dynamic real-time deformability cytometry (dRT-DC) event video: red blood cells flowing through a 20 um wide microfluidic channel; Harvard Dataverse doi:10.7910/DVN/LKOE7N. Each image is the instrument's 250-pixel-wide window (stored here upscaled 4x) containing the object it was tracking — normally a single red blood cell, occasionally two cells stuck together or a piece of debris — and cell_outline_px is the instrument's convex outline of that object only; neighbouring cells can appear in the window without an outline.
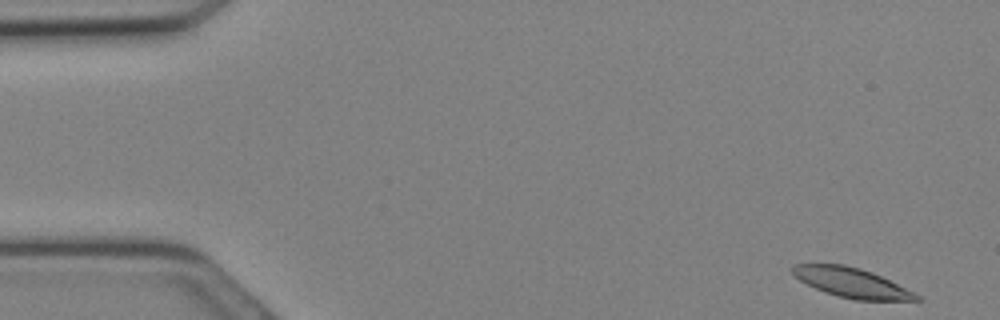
{"species": "Egyptian fruit bat (a non-hibernating species)", "species_latin": "Rousettus aegyptiacus", "temperature_condition": "cold", "stored_images_in_passage": 30, "camera_frame_rate_fps": 3000, "um_per_image_px": 0.085, "animal": {"sex": "female"}, "frame": {"image": 1, "passage_image": 1, "time_ms": 0.0, "image_size_px": [1000, 320], "cell_outline_px": [[924, 300], [856, 300], [836, 296], [824, 292], [800, 280], [792, 272], [792, 264], [844, 264], [860, 268], [872, 272], [920, 296]], "centroid_in_image_um": [72.36, 24.02], "position_along_channel_um": 12.6, "area_um2": 21.04}}
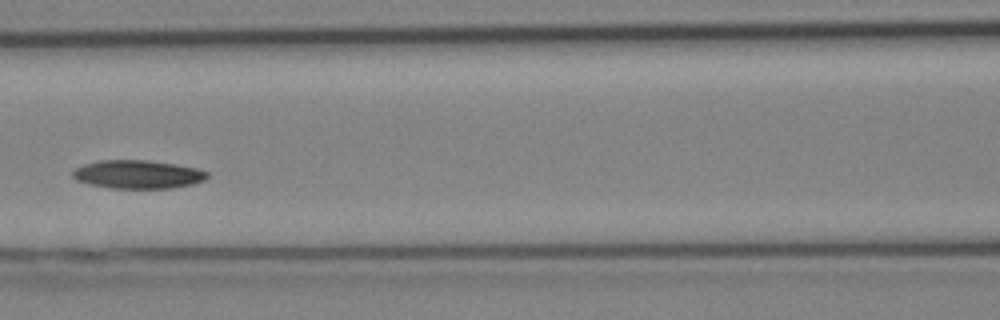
{"frame": {"image": 2, "passage_image": 13, "time_ms": 4.0, "image_size_px": [1000, 320], "cell_outline_px": [[208, 176], [204, 180], [192, 184], [172, 188], [112, 188], [88, 184], [76, 180], [72, 176], [72, 172], [76, 168], [84, 164], [100, 160], [148, 160], [176, 164], [196, 168], [208, 172]], "centroid_in_image_um": [11.7, 14.82], "position_along_channel_um": 154.9, "area_um2": 22.25}}
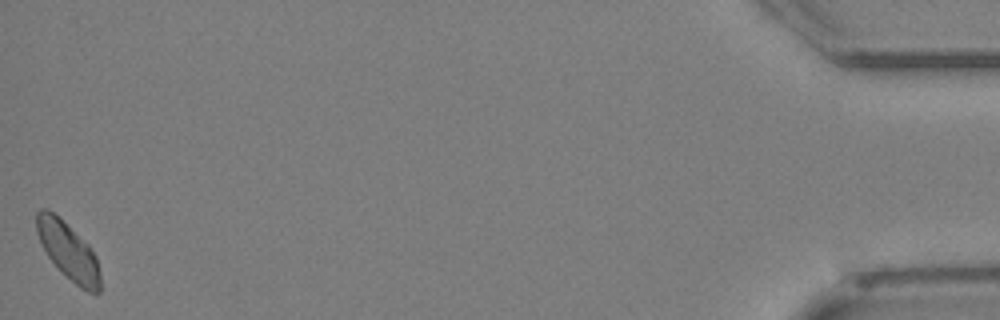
{"frame": {"image": 3, "passage_image": 30, "time_ms": 9.667, "image_size_px": [1000, 320], "cell_outline_px": [[100, 292], [96, 296], [80, 288], [48, 256], [36, 232], [36, 212], [40, 208], [48, 208], [88, 244], [96, 256], [100, 272]], "centroid_in_image_um": [5.83, 21.35], "position_along_channel_um": 429.4, "area_um2": 20.81}}